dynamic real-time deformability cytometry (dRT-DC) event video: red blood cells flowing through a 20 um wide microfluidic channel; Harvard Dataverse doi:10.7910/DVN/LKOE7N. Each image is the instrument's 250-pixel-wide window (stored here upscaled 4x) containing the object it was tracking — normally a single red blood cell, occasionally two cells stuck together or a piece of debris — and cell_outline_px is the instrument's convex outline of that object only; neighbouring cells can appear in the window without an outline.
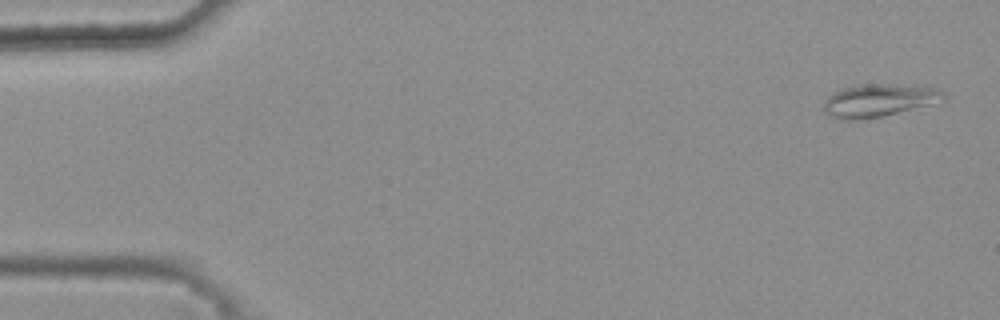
{"species": "common noctule bat (a hibernating species)", "species_latin": "Nyctalus noctula", "temperature_condition": "warm", "stored_images_in_passage": 47, "camera_frame_rate_fps": 3000, "um_per_image_px": 0.085, "animal": {"sex": "female", "body_mass_g": 25.1}, "frame": {"image": 1, "passage_image": 2, "time_ms": 0.333, "image_size_px": [1000, 320], "cell_outline_px": [[944, 104], [860, 120], [840, 120], [828, 116], [824, 112], [824, 100], [832, 92], [840, 88], [860, 84], [928, 84], [940, 88], [944, 92]], "centroid_in_image_um": [74.83, 8.52], "position_along_channel_um": 10.2, "area_um2": 24.33}}
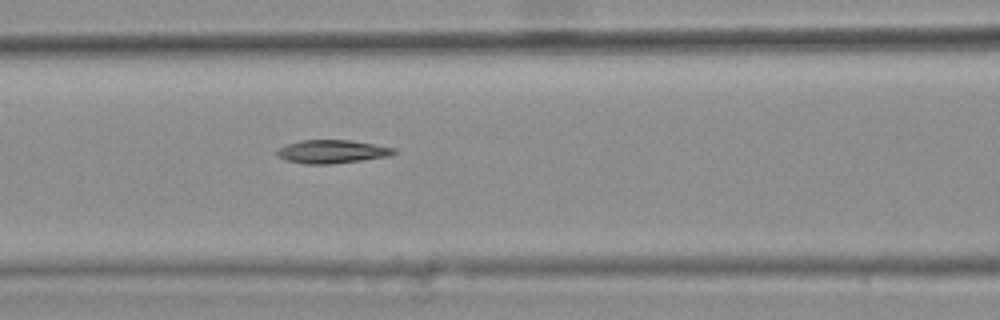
{"frame": {"image": 2, "passage_image": 22, "time_ms": 7.0, "image_size_px": [1000, 320], "cell_outline_px": [[396, 152], [388, 156], [332, 164], [304, 164], [288, 160], [276, 156], [276, 152], [280, 148], [288, 144], [300, 140], [348, 140], [396, 148]], "centroid_in_image_um": [28.2, 12.89], "position_along_channel_um": 138.4, "area_um2": 15.66}}
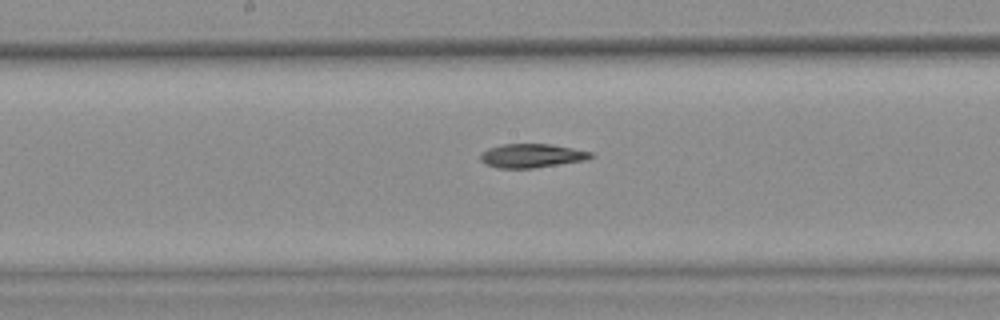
{"frame": {"image": 3, "passage_image": 27, "time_ms": 8.667, "image_size_px": [1000, 320], "cell_outline_px": [[592, 156], [584, 160], [532, 168], [496, 168], [484, 164], [480, 160], [480, 152], [488, 148], [504, 144], [552, 144], [592, 152]], "centroid_in_image_um": [45.12, 13.23], "position_along_channel_um": 203.1, "area_um2": 15.26}}